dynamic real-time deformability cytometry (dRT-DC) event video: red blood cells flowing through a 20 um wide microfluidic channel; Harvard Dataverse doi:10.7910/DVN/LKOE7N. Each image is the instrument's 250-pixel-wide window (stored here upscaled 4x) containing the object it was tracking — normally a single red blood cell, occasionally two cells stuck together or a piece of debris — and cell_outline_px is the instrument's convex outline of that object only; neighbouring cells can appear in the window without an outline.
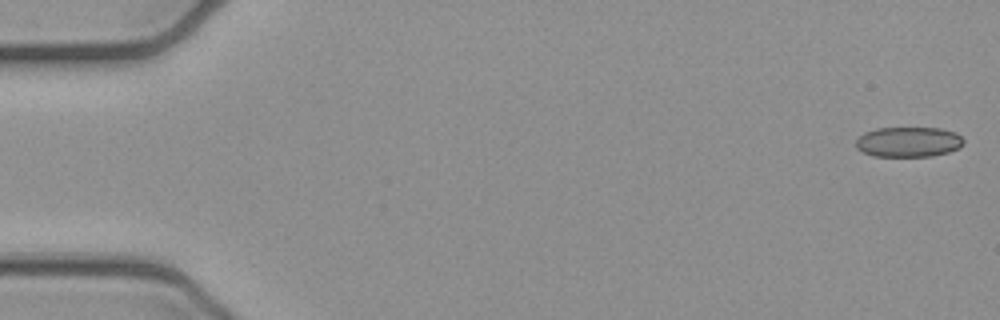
{"species": "common noctule bat (a hibernating species)", "species_latin": "Nyctalus noctula", "temperature_condition": "cold", "stored_images_in_passage": 52, "camera_frame_rate_fps": 3000, "um_per_image_px": 0.085, "animal": {"sex": "female", "body_mass_g": 21.9}, "frame": {"image": 1, "passage_image": 1, "time_ms": 0.0, "image_size_px": [1000, 320], "cell_outline_px": [[964, 144], [960, 148], [948, 152], [932, 156], [872, 156], [856, 148], [856, 140], [864, 132], [876, 128], [940, 128], [956, 132], [964, 140]], "centroid_in_image_um": [77.24, 12.06], "position_along_channel_um": 7.8, "area_um2": 19.02}}
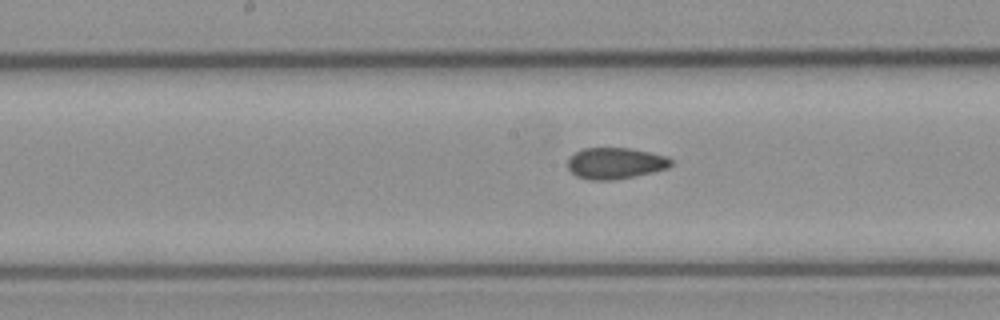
{"frame": {"image": 2, "passage_image": 26, "time_ms": 8.333, "image_size_px": [1000, 320], "cell_outline_px": [[672, 164], [668, 168], [652, 172], [612, 180], [588, 180], [576, 176], [568, 168], [568, 160], [576, 152], [584, 148], [628, 148], [668, 156], [672, 160]], "centroid_in_image_um": [52.31, 13.88], "position_along_channel_um": 195.9, "area_um2": 18.67}}
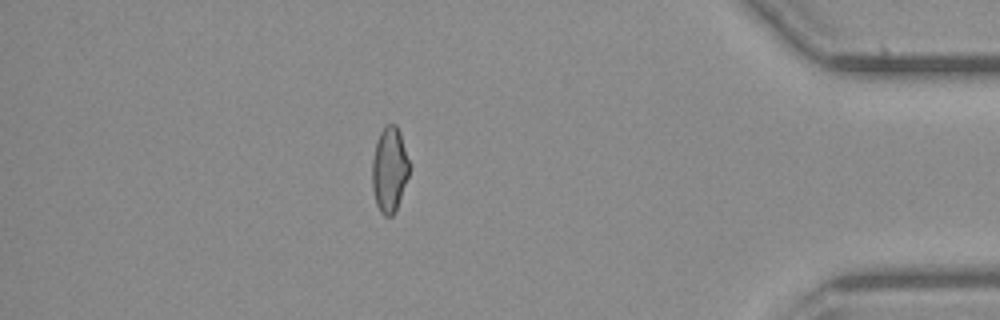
{"frame": {"image": 3, "passage_image": 45, "time_ms": 14.667, "image_size_px": [1000, 320], "cell_outline_px": [[408, 176], [396, 212], [392, 216], [384, 216], [380, 212], [376, 204], [372, 188], [372, 160], [376, 140], [380, 132], [388, 124], [396, 124], [400, 132], [408, 160]], "centroid_in_image_um": [33.08, 14.44], "position_along_channel_um": 402.1, "area_um2": 18.38}, "authors_computed_cell_mechanics": {"area_um2": 19.1318, "velocity_mm_per_s": 3.9433, "shape_relaxation_time_tau1_ms": null, "shape_relaxation_time_tau2_ms": 2.019, "deformation_change_tau1": null, "deformation_change_tau2": 0.0704}}